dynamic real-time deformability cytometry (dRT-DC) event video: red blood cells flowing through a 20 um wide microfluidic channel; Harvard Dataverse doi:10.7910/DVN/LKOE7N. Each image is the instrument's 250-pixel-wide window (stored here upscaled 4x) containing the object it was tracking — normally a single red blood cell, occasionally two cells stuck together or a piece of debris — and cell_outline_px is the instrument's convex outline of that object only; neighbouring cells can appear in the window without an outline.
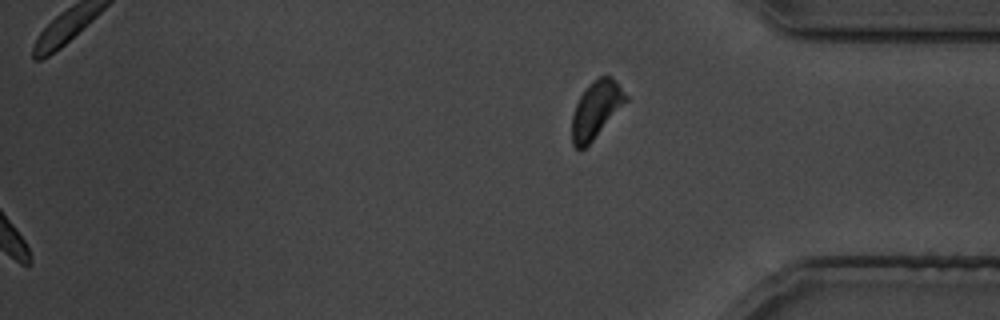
{"species": "common noctule bat (a hibernating species)", "species_latin": "Nyctalus noctula", "temperature_condition": "cold", "stored_images_in_passage": 31, "segment_of_instrument_passage": [2, 2], "camera_frame_rate_fps": 3000, "um_per_image_px": 0.085, "animal": {"sex": "male", "body_mass_g": 19.5, "forearm_length_mm": 54.6}, "frame": {"image": 1, "passage_image": 31, "time_ms": 36.667, "image_size_px": [1000, 320], "cell_outline_px": [[628, 100], [592, 140], [580, 152], [572, 144], [572, 116], [576, 104], [580, 96], [588, 84], [592, 80], [600, 76], [612, 76], [616, 80], [628, 96]], "centroid_in_image_um": [50.66, 9.29], "position_along_channel_um": 384.5, "area_um2": 17.8}}